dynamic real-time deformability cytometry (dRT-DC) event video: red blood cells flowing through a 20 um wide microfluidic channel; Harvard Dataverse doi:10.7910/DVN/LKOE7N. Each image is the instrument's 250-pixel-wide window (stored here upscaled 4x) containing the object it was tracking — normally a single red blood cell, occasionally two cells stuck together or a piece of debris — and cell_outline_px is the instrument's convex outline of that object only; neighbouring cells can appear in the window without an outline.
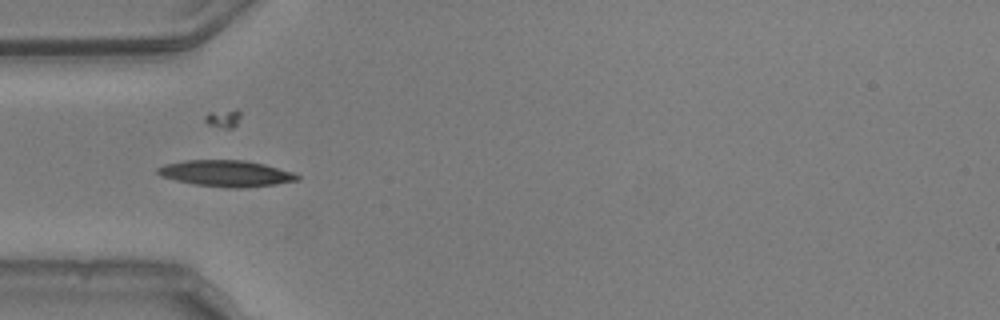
{"species": "common noctule bat (a hibernating species)", "species_latin": "Nyctalus noctula", "temperature_condition": "warm", "stored_images_in_passage": 39, "camera_frame_rate_fps": 3000, "um_per_image_px": 0.085, "animal": {"sex": "male", "body_mass_g": 20.5, "forearm_length_mm": 52.5}, "frame": {"image": 1, "passage_image": 1, "time_ms": 0.0, "image_size_px": [1000, 320], "cell_outline_px": [[300, 180], [276, 184], [240, 188], [228, 188], [192, 184], [160, 176], [156, 172], [156, 168], [164, 164], [184, 160], [244, 160], [264, 164], [292, 172], [300, 176]], "centroid_in_image_um": [19.19, 14.74], "position_along_channel_um": 65.8, "area_um2": 21.44}}
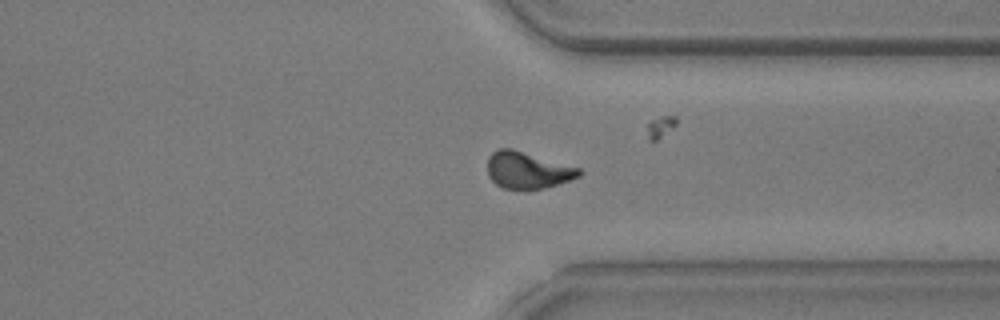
{"frame": {"image": 2, "passage_image": 25, "time_ms": 8.0, "image_size_px": [1000, 320], "cell_outline_px": [[584, 172], [580, 176], [544, 188], [504, 188], [496, 184], [488, 176], [488, 156], [492, 152], [500, 148], [512, 148], [580, 168]], "centroid_in_image_um": [44.84, 14.44], "position_along_channel_um": 366.6, "area_um2": 19.36}}
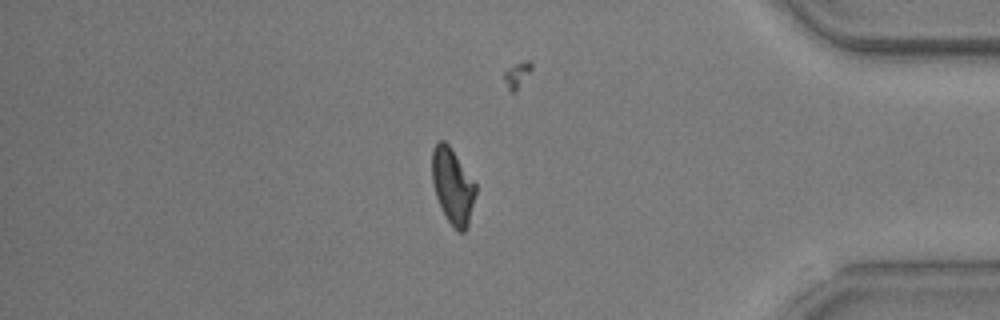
{"frame": {"image": 3, "passage_image": 30, "time_ms": 9.667, "image_size_px": [1000, 320], "cell_outline_px": [[476, 192], [468, 228], [464, 232], [460, 232], [448, 220], [436, 196], [432, 184], [432, 148], [440, 140], [444, 140], [448, 144], [476, 184]], "centroid_in_image_um": [38.48, 15.81], "position_along_channel_um": 396.7, "area_um2": 18.96}, "authors_computed_cell_mechanics": {"area_um2": 19.5364, "velocity_mm_per_s": 3.7611, "shape_relaxation_time_tau1_ms": 3.5778, "shape_relaxation_time_tau2_ms": 2.4883, "deformation_change_tau1": 0.1265, "deformation_change_tau2": 0.0914}}